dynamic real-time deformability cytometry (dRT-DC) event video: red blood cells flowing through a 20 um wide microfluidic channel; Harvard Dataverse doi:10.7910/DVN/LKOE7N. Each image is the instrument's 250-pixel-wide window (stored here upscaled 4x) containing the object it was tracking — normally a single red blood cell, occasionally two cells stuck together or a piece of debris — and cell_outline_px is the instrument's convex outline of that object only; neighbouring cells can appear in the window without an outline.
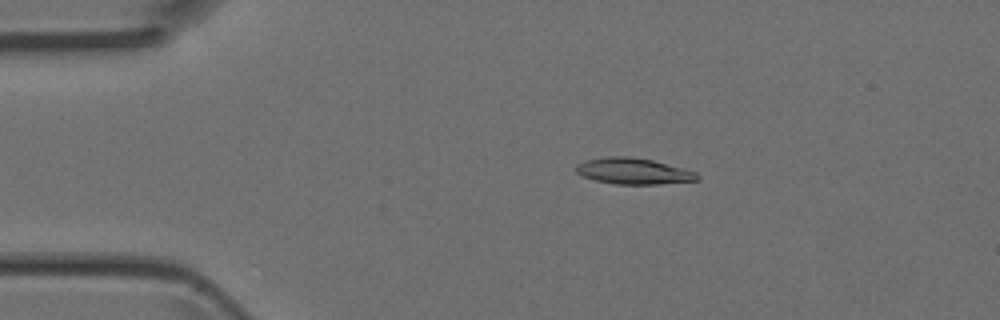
{"species": "Egyptian fruit bat (a non-hibernating species)", "species_latin": "Rousettus aegyptiacus", "temperature_condition": "room temperature", "stored_images_in_passage": 3, "camera_frame_rate_fps": 3000, "um_per_image_px": 0.085, "animal": {"sex": "female"}, "frame": {"image": 1, "passage_image": 2, "time_ms": 0.333, "image_size_px": [1000, 320], "cell_outline_px": [[700, 180], [660, 184], [616, 184], [596, 180], [584, 176], [576, 172], [576, 164], [584, 160], [608, 156], [632, 156], [652, 160], [696, 172], [700, 176]], "centroid_in_image_um": [53.84, 14.54], "position_along_channel_um": 31.2, "area_um2": 18.44}}